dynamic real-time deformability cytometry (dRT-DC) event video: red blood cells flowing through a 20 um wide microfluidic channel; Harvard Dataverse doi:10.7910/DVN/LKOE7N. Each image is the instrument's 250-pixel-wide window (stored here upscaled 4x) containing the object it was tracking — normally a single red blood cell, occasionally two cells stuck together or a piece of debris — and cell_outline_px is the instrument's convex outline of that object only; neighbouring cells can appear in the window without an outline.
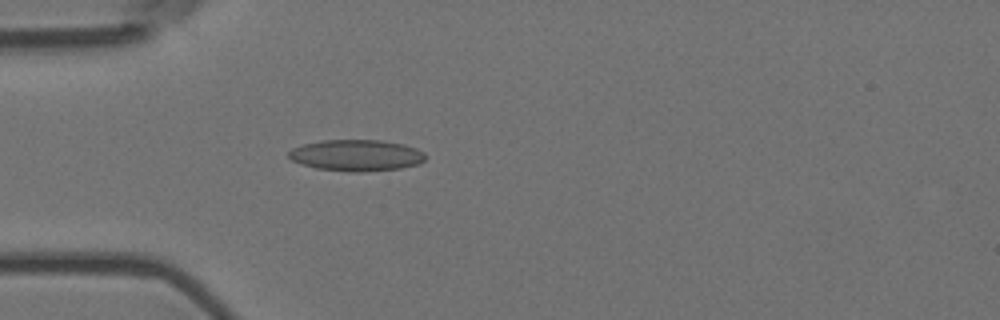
{"species": "Egyptian fruit bat (a non-hibernating species)", "species_latin": "Rousettus aegyptiacus", "temperature_condition": "room temperature", "stored_images_in_passage": 4, "camera_frame_rate_fps": 3000, "um_per_image_px": 0.085, "animal": {"sex": "female"}, "frame": {"image": 1, "passage_image": 4, "time_ms": 1.0, "image_size_px": [1000, 320], "cell_outline_px": [[424, 160], [420, 164], [400, 168], [360, 172], [352, 172], [316, 168], [292, 160], [288, 156], [288, 152], [292, 148], [304, 144], [324, 140], [380, 140], [404, 144], [416, 148], [424, 152]], "centroid_in_image_um": [30.31, 13.2], "position_along_channel_um": 54.7, "area_um2": 24.85}}